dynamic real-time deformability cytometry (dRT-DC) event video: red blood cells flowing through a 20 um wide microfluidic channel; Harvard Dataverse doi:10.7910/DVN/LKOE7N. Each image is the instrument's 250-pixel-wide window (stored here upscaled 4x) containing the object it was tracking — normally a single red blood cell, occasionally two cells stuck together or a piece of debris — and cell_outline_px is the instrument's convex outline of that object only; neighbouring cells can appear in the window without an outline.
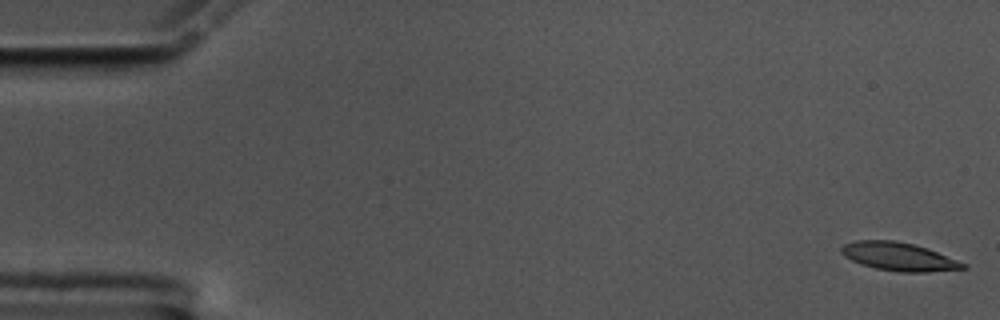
{"species": "common noctule bat (a hibernating species)", "species_latin": "Nyctalus noctula", "temperature_condition": "cold", "stored_images_in_passage": 57, "camera_frame_rate_fps": 3000, "um_per_image_px": 0.085, "animal": {"sex": "male", "body_mass_g": 17.5, "forearm_length_mm": 52.3}, "frame": {"image": 1, "passage_image": 1, "time_ms": 0.0, "image_size_px": [1000, 320], "cell_outline_px": [[968, 268], [928, 272], [900, 272], [876, 268], [860, 264], [844, 256], [840, 252], [840, 248], [844, 244], [856, 240], [896, 240], [912, 244], [936, 252], [968, 264]], "centroid_in_image_um": [76.38, 21.81], "position_along_channel_um": 8.6, "area_um2": 19.94}}
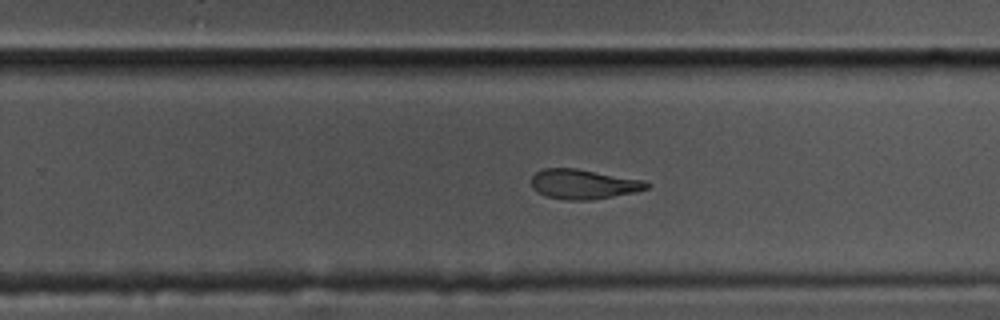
{"frame": {"image": 2, "passage_image": 36, "time_ms": 11.667, "image_size_px": [1000, 320], "cell_outline_px": [[652, 184], [648, 188], [636, 192], [592, 200], [564, 200], [548, 196], [536, 192], [532, 188], [532, 176], [536, 172], [544, 168], [576, 168], [644, 180]], "centroid_in_image_um": [49.61, 15.65], "position_along_channel_um": 280.2, "area_um2": 20.11}}
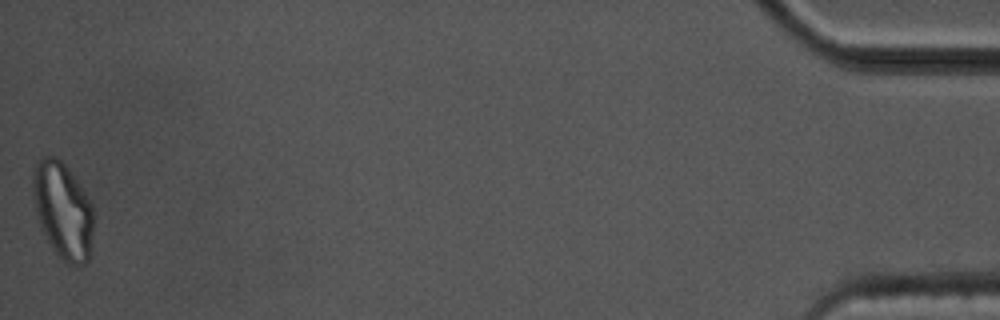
{"frame": {"image": 3, "passage_image": 57, "time_ms": 18.667, "image_size_px": [1000, 320], "cell_outline_px": [[92, 252], [88, 264], [72, 264], [64, 260], [52, 248], [40, 228], [36, 212], [32, 192], [32, 176], [36, 164], [40, 156], [56, 156], [64, 164], [76, 180], [92, 204]], "centroid_in_image_um": [5.33, 17.89], "position_along_channel_um": 429.9, "area_um2": 34.04}, "authors_computed_cell_mechanics": {"area_um2": 20.9814, "velocity_mm_per_s": 3.506, "shape_relaxation_time_tau1_ms": 7.518, "shape_relaxation_time_tau2_ms": 2.1166, "deformation_change_tau1": 0.2264, "deformation_change_tau2": 0.0966}}